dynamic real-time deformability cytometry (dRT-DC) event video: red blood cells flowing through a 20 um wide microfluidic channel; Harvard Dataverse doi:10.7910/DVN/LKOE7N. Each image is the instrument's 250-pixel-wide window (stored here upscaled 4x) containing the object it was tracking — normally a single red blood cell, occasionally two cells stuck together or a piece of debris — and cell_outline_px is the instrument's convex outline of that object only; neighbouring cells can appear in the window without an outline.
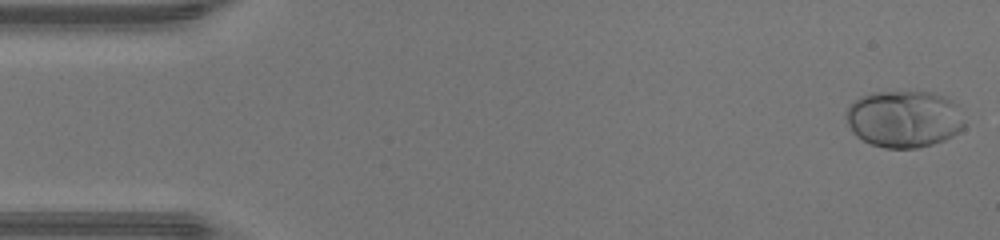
{"species": "human", "species_latin": "Homo sapiens", "temperature_condition": "warm", "stored_images_in_passage": 36, "camera_frame_rate_fps": 3000, "um_per_image_px": 0.085, "donor": {"sex": "male"}, "frame": {"image": 1, "passage_image": 1, "time_ms": 0.0, "image_size_px": [1000, 240], "cell_outline_px": [[964, 128], [952, 136], [944, 140], [932, 144], [916, 148], [884, 148], [872, 144], [856, 136], [852, 132], [848, 124], [844, 112], [860, 96], [872, 92], [936, 92], [948, 96], [956, 104], [964, 124]], "centroid_in_image_um": [76.84, 10.1], "position_along_channel_um": 8.2, "area_um2": 39.42}}
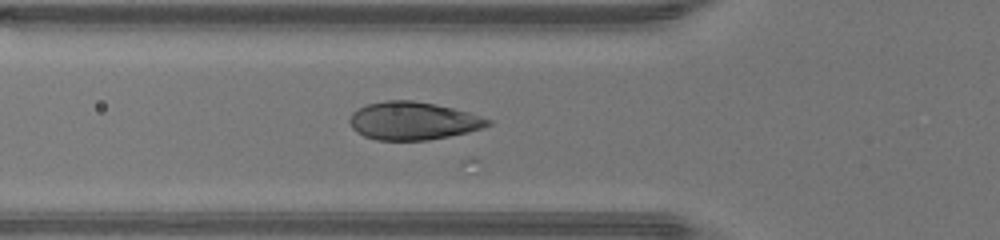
{"frame": {"image": 2, "passage_image": 16, "time_ms": 5.0, "image_size_px": [1000, 240], "cell_outline_px": [[492, 124], [484, 128], [468, 132], [428, 140], [376, 140], [364, 136], [356, 132], [352, 128], [348, 120], [352, 112], [356, 108], [368, 104], [388, 100], [412, 100], [436, 104], [468, 112], [492, 120]], "centroid_in_image_um": [35.09, 10.27], "position_along_channel_um": 90.7, "area_um2": 30.69}}
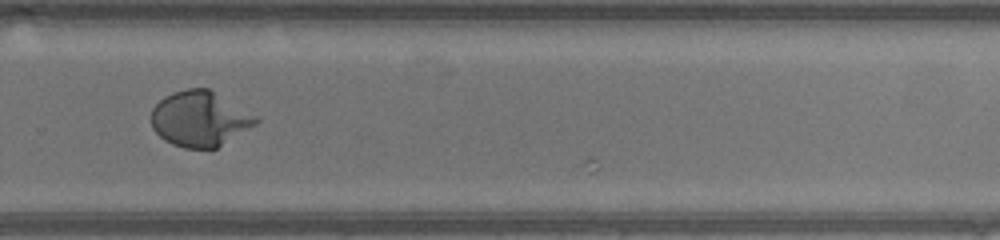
{"frame": {"image": 3, "passage_image": 31, "time_ms": 10.0, "image_size_px": [1000, 240], "cell_outline_px": [[260, 120], [256, 124], [216, 148], [184, 148], [172, 144], [164, 140], [152, 128], [152, 108], [164, 96], [172, 92], [188, 88], [208, 88], [256, 116]], "centroid_in_image_um": [16.95, 10.1], "position_along_channel_um": 312.8, "area_um2": 33.35}}